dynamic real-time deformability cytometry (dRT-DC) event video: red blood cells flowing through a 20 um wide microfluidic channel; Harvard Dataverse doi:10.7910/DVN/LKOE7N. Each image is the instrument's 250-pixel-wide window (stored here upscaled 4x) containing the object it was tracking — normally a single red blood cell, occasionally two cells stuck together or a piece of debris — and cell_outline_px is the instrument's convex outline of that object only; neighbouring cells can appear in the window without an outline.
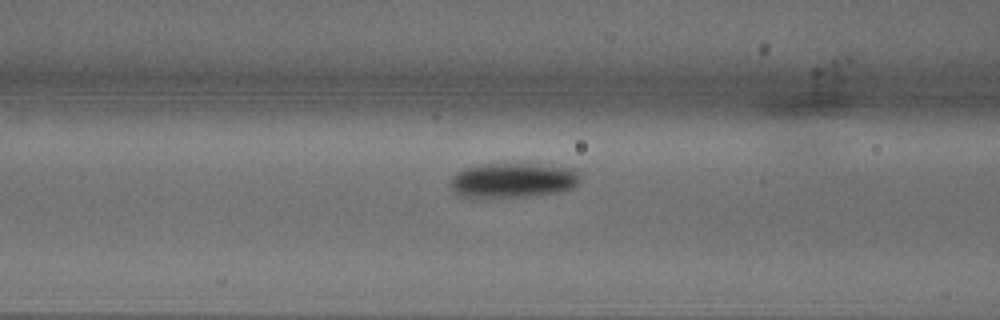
{"species": "common noctule bat (a hibernating species)", "species_latin": "Nyctalus noctula", "temperature_condition": "warm", "stored_images_in_passage": 6, "camera_frame_rate_fps": 3000, "um_per_image_px": 0.085, "animal": {"sex": "male", "body_mass_g": 18.8}, "frame": {"image": 1, "passage_image": 5, "time_ms": 1.333, "image_size_px": [1000, 320], "cell_outline_px": [[580, 180], [572, 188], [560, 192], [528, 196], [480, 200], [460, 196], [452, 188], [452, 176], [456, 172], [464, 168], [484, 164], [524, 164], [576, 168], [580, 176]], "centroid_in_image_um": [43.57, 15.36], "position_along_channel_um": 123.0, "area_um2": 26.76}}